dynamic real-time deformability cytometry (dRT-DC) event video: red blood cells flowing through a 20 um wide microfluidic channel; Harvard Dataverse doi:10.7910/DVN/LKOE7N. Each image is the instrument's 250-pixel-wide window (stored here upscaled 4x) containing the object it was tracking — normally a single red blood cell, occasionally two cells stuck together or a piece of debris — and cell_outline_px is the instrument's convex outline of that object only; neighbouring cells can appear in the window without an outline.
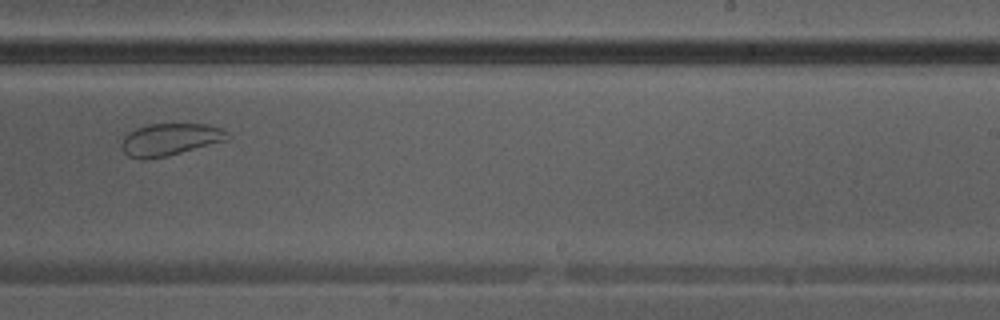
{"species": "Egyptian fruit bat (a non-hibernating species)", "species_latin": "Rousettus aegyptiacus", "temperature_condition": "warm", "stored_images_in_passage": 34, "camera_frame_rate_fps": 3000, "um_per_image_px": 0.085, "animal": {"sex": "male"}, "frame": {"image": 1, "passage_image": 20, "time_ms": 6.333, "image_size_px": [1000, 320], "cell_outline_px": [[232, 136], [228, 140], [148, 160], [140, 160], [128, 156], [124, 152], [120, 144], [124, 136], [128, 132], [136, 128], [148, 124], [208, 124], [220, 128], [228, 132]], "centroid_in_image_um": [14.43, 11.85], "position_along_channel_um": 274.6, "area_um2": 19.94}}
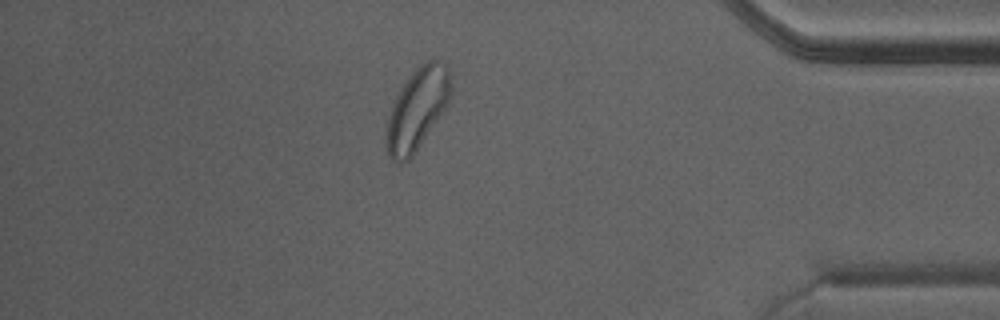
{"frame": {"image": 2, "passage_image": 29, "time_ms": 9.333, "image_size_px": [1000, 320], "cell_outline_px": [[452, 96], [448, 104], [416, 152], [408, 160], [400, 164], [392, 160], [388, 156], [384, 132], [392, 104], [400, 88], [412, 72], [420, 64], [428, 60], [440, 60], [448, 68], [452, 76]], "centroid_in_image_um": [35.47, 9.27], "position_along_channel_um": 399.7, "area_um2": 31.15}}